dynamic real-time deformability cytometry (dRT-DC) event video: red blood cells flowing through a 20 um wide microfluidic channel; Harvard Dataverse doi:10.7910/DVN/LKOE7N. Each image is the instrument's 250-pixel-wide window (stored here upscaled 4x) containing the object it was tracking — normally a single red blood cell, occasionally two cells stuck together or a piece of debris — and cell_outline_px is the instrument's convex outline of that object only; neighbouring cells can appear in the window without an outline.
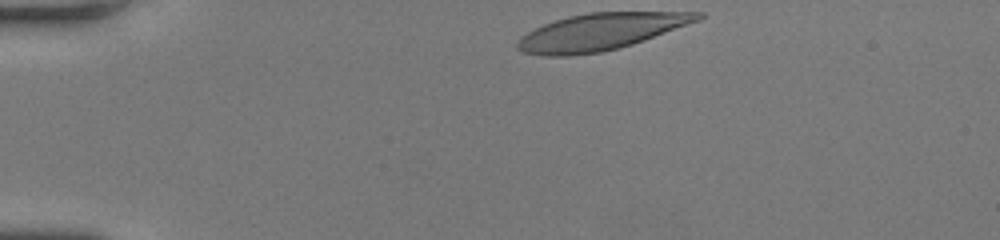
{"species": "human", "species_latin": "Homo sapiens", "temperature_condition": "room temperature", "stored_images_in_passage": 33, "camera_frame_rate_fps": 3000, "um_per_image_px": 0.085, "donor": {"sex": "female"}, "frame": {"image": 1, "passage_image": 1, "time_ms": 0.0, "image_size_px": [1000, 240], "cell_outline_px": [[704, 16], [700, 20], [644, 40], [632, 44], [600, 52], [572, 56], [540, 56], [524, 52], [516, 48], [516, 44], [528, 32], [544, 24], [568, 16], [588, 12], [704, 12]], "centroid_in_image_um": [51.06, 2.7], "position_along_channel_um": 33.9, "area_um2": 38.32}}
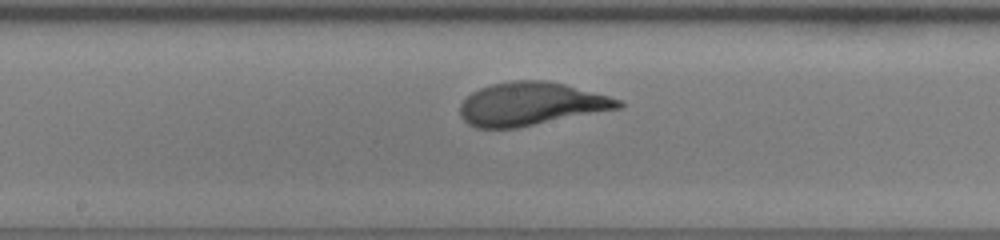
{"frame": {"image": 2, "passage_image": 18, "time_ms": 5.667, "image_size_px": [1000, 240], "cell_outline_px": [[624, 108], [516, 128], [476, 128], [468, 124], [460, 116], [460, 104], [472, 92], [480, 88], [492, 84], [512, 80], [544, 80], [564, 84], [608, 96], [620, 100], [624, 104]], "centroid_in_image_um": [45.14, 8.84], "position_along_channel_um": 203.1, "area_um2": 39.88}}
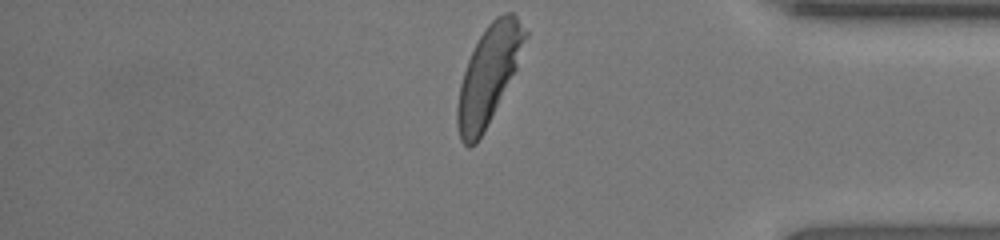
{"frame": {"image": 3, "passage_image": 33, "time_ms": 10.667, "image_size_px": [1000, 240], "cell_outline_px": [[528, 36], [516, 68], [476, 144], [468, 148], [460, 140], [456, 124], [456, 108], [460, 84], [468, 60], [484, 28], [496, 16], [504, 12], [512, 12], [516, 16], [528, 32]], "centroid_in_image_um": [41.51, 6.34], "position_along_channel_um": 393.7, "area_um2": 37.8}, "authors_computed_cell_mechanics": {"area_um2": 39.2462, "velocity_mm_per_s": 4.2007, "shape_relaxation_time_tau1_ms": 3.1258, "shape_relaxation_time_tau2_ms": null, "deformation_change_tau1": 0.2103, "deformation_change_tau2": null}}